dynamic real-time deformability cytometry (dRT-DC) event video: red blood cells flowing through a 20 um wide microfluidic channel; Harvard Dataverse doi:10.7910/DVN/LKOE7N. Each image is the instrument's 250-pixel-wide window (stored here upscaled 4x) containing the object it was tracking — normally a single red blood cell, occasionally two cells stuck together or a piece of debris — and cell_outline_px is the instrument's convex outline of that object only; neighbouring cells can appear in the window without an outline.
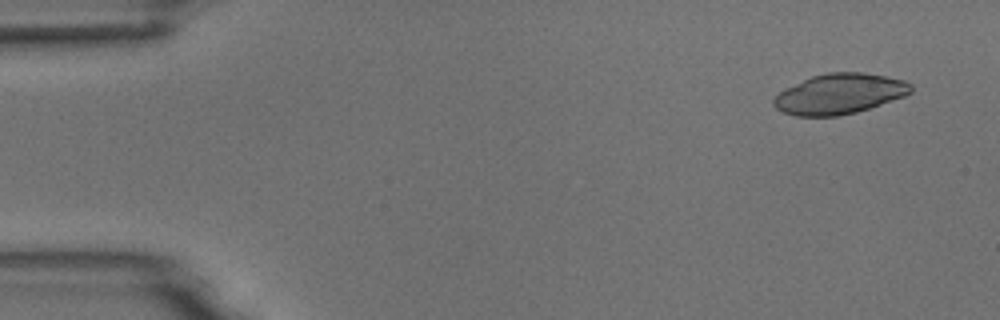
{"species": "common noctule bat (a hibernating species)", "species_latin": "Nyctalus noctula", "temperature_condition": "room temperature", "stored_images_in_passage": 5, "camera_frame_rate_fps": 3000, "um_per_image_px": 0.085, "animal": {"sex": "male", "body_mass_g": 18.8}, "frame": {"image": 1, "passage_image": 2, "time_ms": 1.0, "image_size_px": [1000, 320], "cell_outline_px": [[912, 92], [904, 96], [856, 112], [836, 116], [796, 116], [784, 112], [776, 108], [772, 104], [772, 100], [784, 88], [812, 76], [828, 72], [864, 72], [904, 80], [912, 84]], "centroid_in_image_um": [71.34, 7.97], "position_along_channel_um": 13.7, "area_um2": 32.08}}